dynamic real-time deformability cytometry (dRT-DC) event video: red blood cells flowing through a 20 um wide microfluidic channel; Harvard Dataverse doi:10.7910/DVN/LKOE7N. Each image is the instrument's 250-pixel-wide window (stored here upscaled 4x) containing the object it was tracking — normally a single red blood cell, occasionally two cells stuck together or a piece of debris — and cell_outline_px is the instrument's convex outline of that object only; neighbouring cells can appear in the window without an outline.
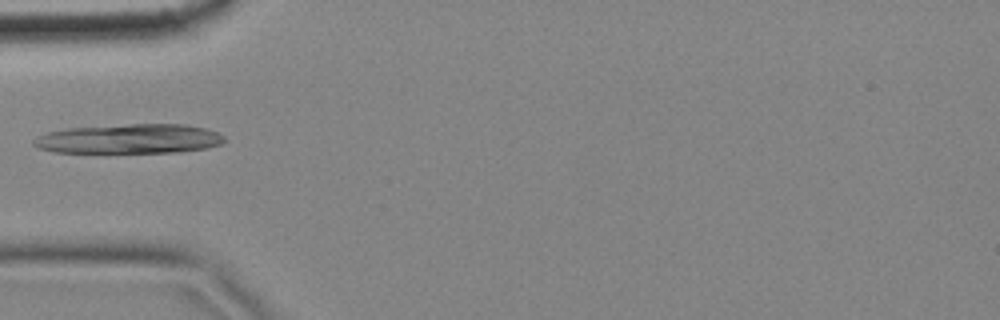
{"species": "common noctule bat (a hibernating species)", "species_latin": "Nyctalus noctula", "temperature_condition": "cold", "stored_images_in_passage": 5, "camera_frame_rate_fps": 3000, "um_per_image_px": 0.085, "animal": {"sex": "female", "body_mass_g": 18.4}, "frame": {"image": 1, "passage_image": 5, "time_ms": 1.333, "image_size_px": [1000, 320], "cell_outline_px": [[224, 140], [220, 144], [204, 148], [180, 152], [56, 152], [36, 148], [32, 144], [32, 140], [36, 136], [48, 132], [68, 128], [132, 124], [184, 124], [204, 128], [216, 132], [224, 136]], "centroid_in_image_um": [10.95, 11.8], "position_along_channel_um": 74.1, "area_um2": 32.6}}